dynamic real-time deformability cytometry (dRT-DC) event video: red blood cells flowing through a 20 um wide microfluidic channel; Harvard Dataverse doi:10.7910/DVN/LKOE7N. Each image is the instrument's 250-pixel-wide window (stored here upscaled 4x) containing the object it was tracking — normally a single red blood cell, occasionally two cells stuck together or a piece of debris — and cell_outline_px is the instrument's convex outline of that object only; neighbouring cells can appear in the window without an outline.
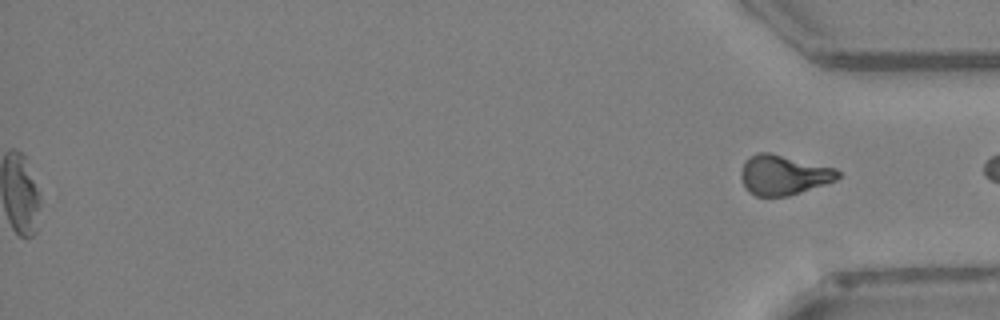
{"species": "Egyptian fruit bat (a non-hibernating species)", "species_latin": "Rousettus aegyptiacus", "temperature_condition": "warm", "stored_images_in_passage": 32, "segment_of_instrument_passage": [2, 2], "camera_frame_rate_fps": 3000, "um_per_image_px": 0.085, "animal": {"sex": "female"}, "frame": {"image": 1, "passage_image": 32, "time_ms": 10.333, "image_size_px": [1000, 320], "cell_outline_px": [[844, 172], [836, 180], [788, 196], [756, 196], [748, 192], [744, 188], [740, 176], [740, 172], [748, 156], [756, 152], [768, 152], [836, 168]], "centroid_in_image_um": [66.59, 14.87], "position_along_channel_um": 368.6, "area_um2": 22.66}}